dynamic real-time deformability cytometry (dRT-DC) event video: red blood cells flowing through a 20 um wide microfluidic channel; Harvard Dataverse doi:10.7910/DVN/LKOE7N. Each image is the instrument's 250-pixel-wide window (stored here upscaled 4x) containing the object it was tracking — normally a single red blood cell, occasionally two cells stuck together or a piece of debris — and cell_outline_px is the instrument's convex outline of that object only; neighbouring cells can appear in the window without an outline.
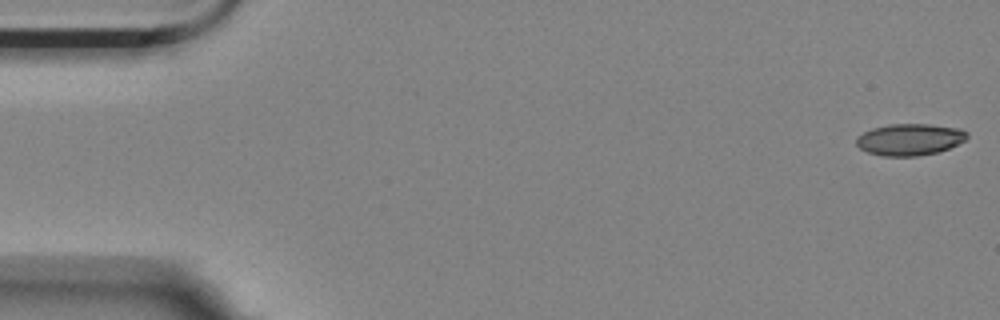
{"species": "Egyptian fruit bat (a non-hibernating species)", "species_latin": "Rousettus aegyptiacus", "temperature_condition": "room temperature", "stored_images_in_passage": 4, "camera_frame_rate_fps": 3000, "um_per_image_px": 0.085, "animal": {"sex": "female"}, "frame": {"image": 1, "passage_image": 1, "time_ms": 0.0, "image_size_px": [1000, 320], "cell_outline_px": [[968, 136], [964, 140], [948, 148], [936, 152], [916, 156], [880, 156], [868, 152], [860, 148], [856, 144], [856, 140], [864, 132], [872, 128], [892, 124], [928, 124], [960, 128], [968, 132]], "centroid_in_image_um": [77.33, 11.85], "position_along_channel_um": 7.7, "area_um2": 20.23}}
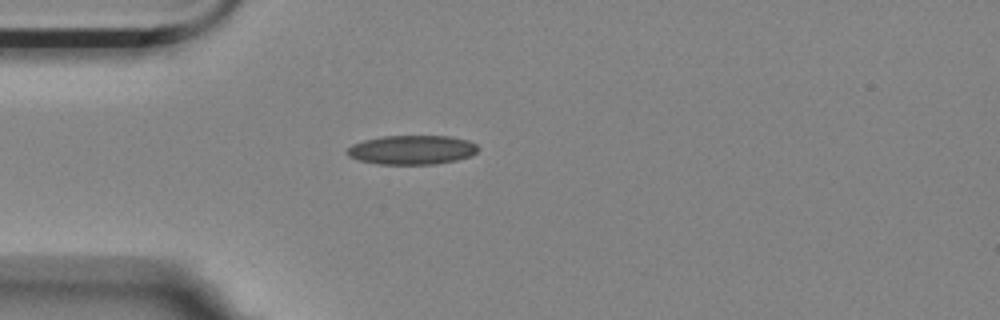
{"frame": {"image": 2, "passage_image": 4, "time_ms": 1.0, "image_size_px": [1000, 320], "cell_outline_px": [[480, 148], [472, 156], [456, 160], [436, 164], [380, 164], [360, 160], [348, 156], [344, 152], [352, 144], [364, 140], [384, 136], [448, 136], [468, 140], [476, 144]], "centroid_in_image_um": [35.02, 12.74], "position_along_channel_um": 50.0, "area_um2": 22.31}}